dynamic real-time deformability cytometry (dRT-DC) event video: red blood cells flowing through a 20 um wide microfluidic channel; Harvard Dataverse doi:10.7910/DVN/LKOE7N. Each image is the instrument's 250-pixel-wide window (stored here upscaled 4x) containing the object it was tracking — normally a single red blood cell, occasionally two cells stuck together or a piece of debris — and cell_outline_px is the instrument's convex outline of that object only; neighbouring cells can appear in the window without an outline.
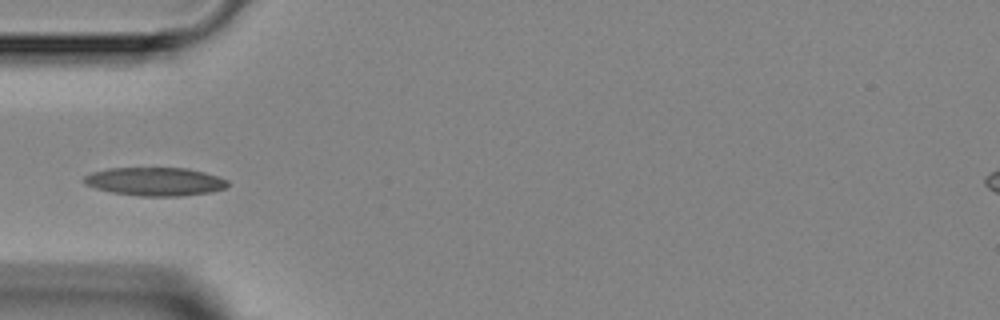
{"species": "Egyptian fruit bat (a non-hibernating species)", "species_latin": "Rousettus aegyptiacus", "temperature_condition": "room temperature", "stored_images_in_passage": 4, "camera_frame_rate_fps": 3000, "um_per_image_px": 0.085, "animal": {"sex": "female"}, "frame": {"image": 1, "passage_image": 4, "time_ms": 4.0, "image_size_px": [1000, 320], "cell_outline_px": [[228, 184], [224, 188], [208, 192], [180, 196], [140, 196], [112, 192], [96, 188], [84, 184], [80, 180], [84, 176], [92, 172], [108, 168], [188, 168], [204, 172], [228, 180]], "centroid_in_image_um": [13.12, 15.42], "position_along_channel_um": 71.9, "area_um2": 23.7}}